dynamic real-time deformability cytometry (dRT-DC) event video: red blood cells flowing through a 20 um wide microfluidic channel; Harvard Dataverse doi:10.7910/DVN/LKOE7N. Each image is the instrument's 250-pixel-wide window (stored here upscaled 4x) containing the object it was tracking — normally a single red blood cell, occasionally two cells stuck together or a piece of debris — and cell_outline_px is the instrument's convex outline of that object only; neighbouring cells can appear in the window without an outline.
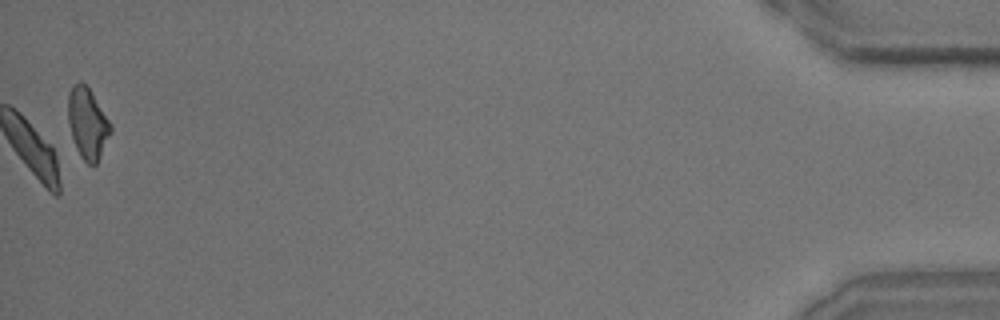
{"species": "common noctule bat (a hibernating species)", "species_latin": "Nyctalus noctula", "temperature_condition": "room temperature", "stored_images_in_passage": 48, "camera_frame_rate_fps": 3000, "um_per_image_px": 0.085, "animal": {"sex": "male", "body_mass_g": 15.6}, "frame": {"image": 1, "passage_image": 48, "time_ms": 15.667, "image_size_px": [1000, 320], "cell_outline_px": [[112, 132], [96, 164], [88, 164], [80, 156], [76, 148], [72, 136], [68, 120], [68, 92], [72, 84], [80, 80], [88, 88], [112, 124]], "centroid_in_image_um": [7.44, 10.47], "position_along_channel_um": 427.8, "area_um2": 17.51}}